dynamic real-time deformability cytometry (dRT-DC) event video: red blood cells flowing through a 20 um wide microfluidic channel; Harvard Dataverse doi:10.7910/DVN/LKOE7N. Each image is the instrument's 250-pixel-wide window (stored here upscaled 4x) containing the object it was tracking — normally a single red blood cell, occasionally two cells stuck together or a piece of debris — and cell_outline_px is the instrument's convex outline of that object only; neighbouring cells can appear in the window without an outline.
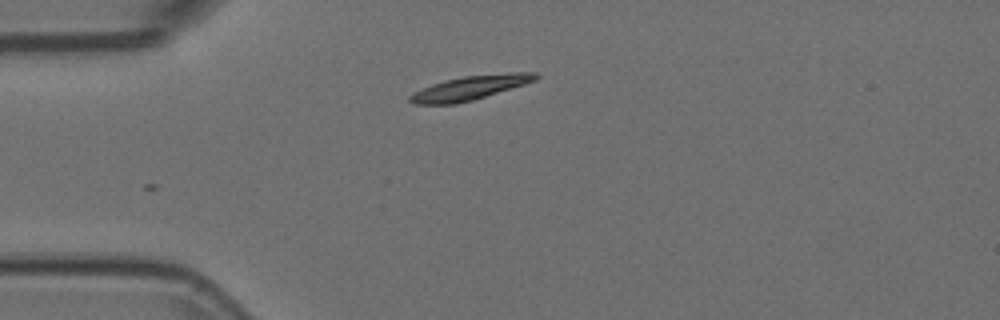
{"species": "Egyptian fruit bat (a non-hibernating species)", "species_latin": "Rousettus aegyptiacus", "temperature_condition": "room temperature", "stored_images_in_passage": 3, "camera_frame_rate_fps": 3000, "um_per_image_px": 0.085, "animal": {"sex": "female"}, "frame": {"image": 1, "passage_image": 3, "time_ms": 0.667, "image_size_px": [1000, 320], "cell_outline_px": [[540, 76], [536, 80], [524, 84], [472, 100], [456, 104], [416, 104], [408, 100], [408, 96], [412, 92], [432, 84], [444, 80], [464, 76], [512, 72], [536, 72]], "centroid_in_image_um": [39.92, 7.46], "position_along_channel_um": 45.1, "area_um2": 17.57}}